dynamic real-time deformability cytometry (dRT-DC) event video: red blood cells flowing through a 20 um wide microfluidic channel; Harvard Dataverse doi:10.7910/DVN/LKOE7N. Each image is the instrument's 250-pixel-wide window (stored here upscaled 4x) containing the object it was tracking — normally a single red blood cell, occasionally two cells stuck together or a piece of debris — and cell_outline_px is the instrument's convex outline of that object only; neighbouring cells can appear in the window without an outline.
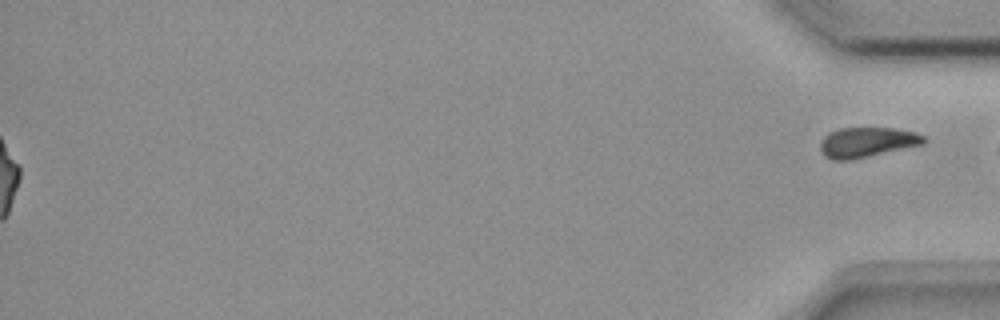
{"species": "common noctule bat (a hibernating species)", "species_latin": "Nyctalus noctula", "temperature_condition": "room temperature", "stored_images_in_passage": 56, "segment_of_instrument_passage": [2, 2], "camera_frame_rate_fps": 3000, "um_per_image_px": 0.085, "animal": {"sex": "female", "body_mass_g": 18.4}, "frame": {"image": 1, "passage_image": 56, "time_ms": 18.333, "image_size_px": [1000, 320], "cell_outline_px": [[924, 144], [852, 160], [832, 160], [824, 156], [820, 148], [820, 144], [824, 136], [828, 132], [840, 128], [892, 128], [916, 132], [924, 136]], "centroid_in_image_um": [73.67, 12.09], "position_along_channel_um": 361.5, "area_um2": 18.15}}